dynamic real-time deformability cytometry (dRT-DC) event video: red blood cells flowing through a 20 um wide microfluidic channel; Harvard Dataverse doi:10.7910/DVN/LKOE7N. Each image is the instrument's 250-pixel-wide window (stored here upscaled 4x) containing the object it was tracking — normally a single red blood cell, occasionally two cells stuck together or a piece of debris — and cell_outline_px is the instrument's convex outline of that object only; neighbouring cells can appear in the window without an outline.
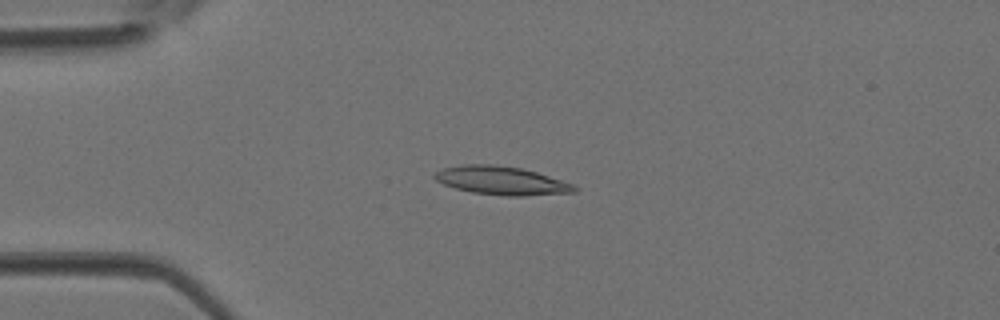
{"species": "Egyptian fruit bat (a non-hibernating species)", "species_latin": "Rousettus aegyptiacus", "temperature_condition": "room temperature", "stored_images_in_passage": 4, "camera_frame_rate_fps": 3000, "um_per_image_px": 0.085, "animal": {"sex": "female"}, "frame": {"image": 1, "passage_image": 3, "time_ms": 0.667, "image_size_px": [1000, 320], "cell_outline_px": [[580, 188], [576, 192], [524, 196], [508, 196], [472, 192], [456, 188], [444, 184], [436, 180], [432, 176], [436, 172], [444, 168], [464, 164], [492, 164], [520, 168], [536, 172], [572, 184]], "centroid_in_image_um": [42.63, 15.35], "position_along_channel_um": 42.4, "area_um2": 22.95}}